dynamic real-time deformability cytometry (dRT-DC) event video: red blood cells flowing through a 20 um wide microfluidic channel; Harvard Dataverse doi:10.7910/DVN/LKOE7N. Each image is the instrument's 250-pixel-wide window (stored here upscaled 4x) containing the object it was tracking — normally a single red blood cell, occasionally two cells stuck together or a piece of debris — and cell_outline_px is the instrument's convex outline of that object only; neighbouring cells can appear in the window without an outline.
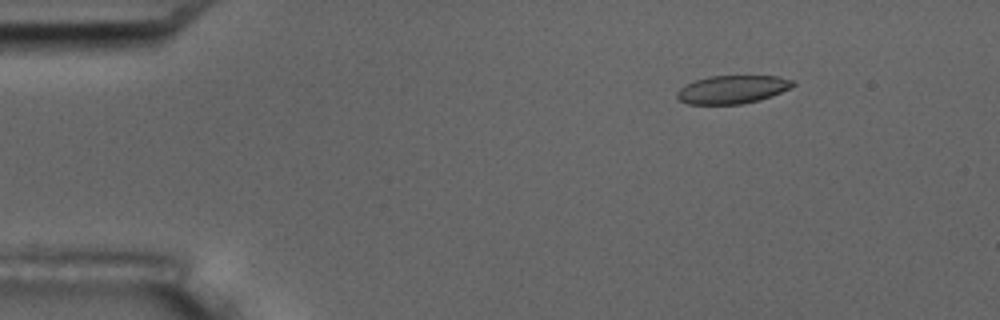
{"species": "common noctule bat (a hibernating species)", "species_latin": "Nyctalus noctula", "temperature_condition": "room temperature", "stored_images_in_passage": 5, "camera_frame_rate_fps": 3000, "um_per_image_px": 0.085, "animal": {"sex": "male", "body_mass_g": 17.5, "forearm_length_mm": 52.3}, "frame": {"image": 1, "passage_image": 3, "time_ms": 2.333, "image_size_px": [1000, 320], "cell_outline_px": [[796, 84], [772, 96], [760, 100], [744, 104], [688, 104], [680, 100], [676, 96], [676, 92], [680, 88], [696, 80], [712, 76], [780, 76], [796, 80]], "centroid_in_image_um": [62.29, 7.6], "position_along_channel_um": 22.7, "area_um2": 19.02}}